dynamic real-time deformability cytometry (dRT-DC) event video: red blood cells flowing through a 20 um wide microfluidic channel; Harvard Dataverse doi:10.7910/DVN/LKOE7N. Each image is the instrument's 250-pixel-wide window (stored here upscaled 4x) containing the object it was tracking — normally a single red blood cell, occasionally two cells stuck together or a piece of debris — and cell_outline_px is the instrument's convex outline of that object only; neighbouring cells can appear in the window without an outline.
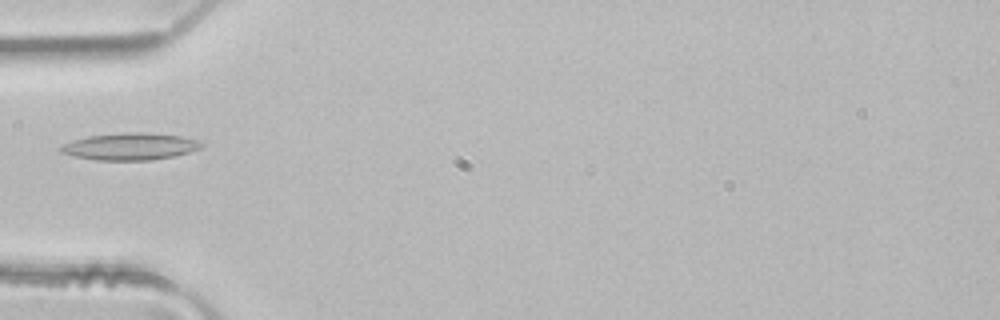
{"species": "common noctule bat (a hibernating species)", "species_latin": "Nyctalus noctula", "temperature_condition": "room temperature", "stored_images_in_passage": 4, "camera_frame_rate_fps": 3000, "um_per_image_px": 0.085, "animal": {"sex": "male", "body_mass_g": 21.5, "forearm_length_mm": 52.0}, "frame": {"image": 1, "passage_image": 4, "time_ms": 1.0, "image_size_px": [1000, 320], "cell_outline_px": [[204, 144], [200, 148], [176, 156], [152, 160], [96, 160], [76, 156], [60, 152], [56, 148], [64, 144], [88, 136], [128, 132], [144, 132], [180, 136], [196, 140]], "centroid_in_image_um": [11.06, 12.45], "position_along_channel_um": 73.9, "area_um2": 21.96}}